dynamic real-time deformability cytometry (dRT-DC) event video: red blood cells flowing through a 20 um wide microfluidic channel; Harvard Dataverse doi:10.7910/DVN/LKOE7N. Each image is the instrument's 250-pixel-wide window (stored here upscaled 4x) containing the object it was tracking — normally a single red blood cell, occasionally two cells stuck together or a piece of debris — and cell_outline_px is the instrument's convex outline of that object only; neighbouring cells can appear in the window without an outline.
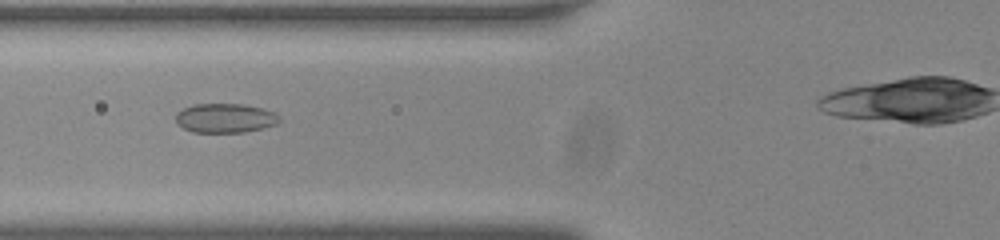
{"species": "common noctule bat (a hibernating species)", "species_latin": "Nyctalus noctula", "temperature_condition": "room temperature", "stored_images_in_passage": 44, "camera_frame_rate_fps": 3000, "um_per_image_px": 0.085, "animal": {"sex": "male", "body_mass_g": 20.0, "forearm_length_mm": 53.3}, "frame": {"image": 1, "passage_image": 16, "time_ms": 5.0, "image_size_px": [1000, 240], "cell_outline_px": [[280, 120], [276, 124], [264, 128], [244, 132], [192, 132], [176, 124], [176, 112], [192, 104], [244, 104], [276, 112], [280, 116]], "centroid_in_image_um": [19.14, 10.04], "position_along_channel_um": 106.7, "area_um2": 17.8}}
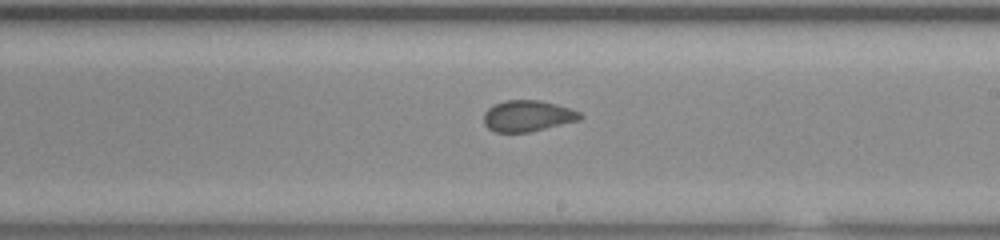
{"frame": {"image": 2, "passage_image": 27, "time_ms": 8.667, "image_size_px": [1000, 240], "cell_outline_px": [[584, 116], [580, 120], [528, 132], [496, 132], [488, 128], [484, 124], [484, 112], [488, 108], [504, 100], [540, 100], [556, 104], [580, 112]], "centroid_in_image_um": [44.85, 9.85], "position_along_channel_um": 244.2, "area_um2": 17.4}}
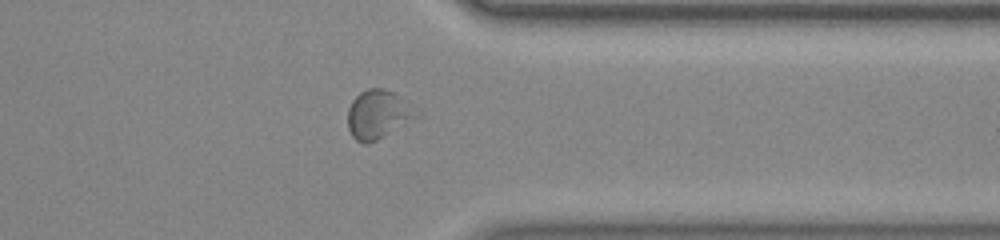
{"frame": {"image": 3, "passage_image": 38, "time_ms": 12.333, "image_size_px": [1000, 240], "cell_outline_px": [[420, 116], [376, 140], [368, 144], [364, 144], [356, 140], [352, 136], [348, 128], [348, 108], [352, 100], [360, 92], [368, 88], [384, 88], [400, 96], [420, 112]], "centroid_in_image_um": [32.14, 9.72], "position_along_channel_um": 379.3, "area_um2": 19.48}, "authors_computed_cell_mechanics": {"area_um2": 17.8313, "velocity_mm_per_s": 3.7552, "shape_relaxation_time_tau1_ms": null, "shape_relaxation_time_tau2_ms": 1.0804, "deformation_change_tau1": null, "deformation_change_tau2": 0.0685}}